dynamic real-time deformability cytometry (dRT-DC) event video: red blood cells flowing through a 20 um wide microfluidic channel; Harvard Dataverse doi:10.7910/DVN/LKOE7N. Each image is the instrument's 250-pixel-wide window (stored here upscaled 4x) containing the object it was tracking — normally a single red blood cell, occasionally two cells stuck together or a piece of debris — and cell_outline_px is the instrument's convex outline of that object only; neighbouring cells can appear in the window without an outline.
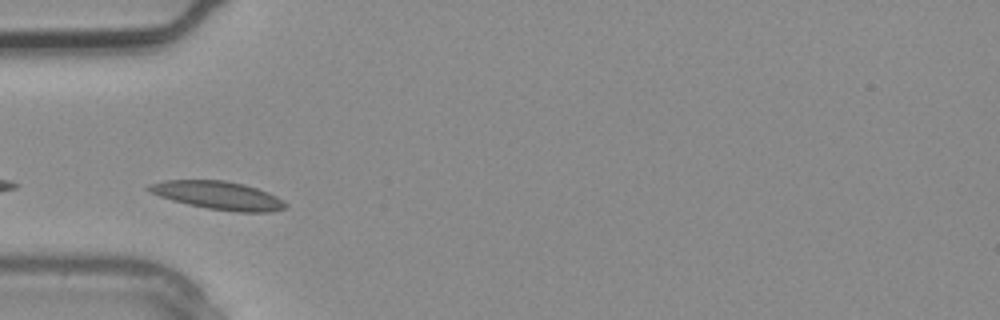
{"species": "common noctule bat (a hibernating species)", "species_latin": "Nyctalus noctula", "temperature_condition": "warm", "stored_images_in_passage": 4, "camera_frame_rate_fps": 3000, "um_per_image_px": 0.085, "animal": {"sex": "male", "body_mass_g": 20.4}, "frame": {"image": 1, "passage_image": 4, "time_ms": 1.0, "image_size_px": [1000, 320], "cell_outline_px": [[288, 204], [284, 208], [272, 212], [236, 212], [208, 208], [188, 204], [172, 200], [160, 196], [144, 188], [148, 184], [164, 180], [224, 180], [244, 184], [268, 192], [284, 200]], "centroid_in_image_um": [18.55, 16.6], "position_along_channel_um": 66.4, "area_um2": 22.43}}